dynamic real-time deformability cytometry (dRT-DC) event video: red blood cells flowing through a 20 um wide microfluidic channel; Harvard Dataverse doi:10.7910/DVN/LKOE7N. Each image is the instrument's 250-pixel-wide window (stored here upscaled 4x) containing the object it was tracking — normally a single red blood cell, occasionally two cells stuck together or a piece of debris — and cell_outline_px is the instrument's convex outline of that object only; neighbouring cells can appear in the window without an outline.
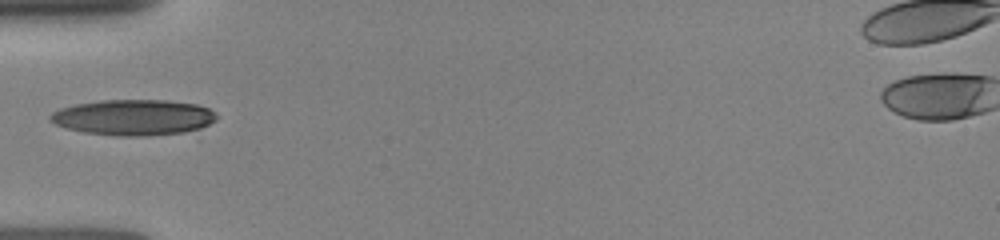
{"species": "human", "species_latin": "Homo sapiens", "temperature_condition": "room temperature", "stored_images_in_passage": 5, "camera_frame_rate_fps": 3000, "um_per_image_px": 0.085, "donor": {"sex": "female"}, "frame": {"image": 1, "passage_image": 1, "time_ms": 0.0, "image_size_px": [1000, 240], "cell_outline_px": [[216, 120], [200, 128], [184, 132], [148, 136], [116, 136], [84, 132], [68, 128], [56, 124], [48, 120], [48, 116], [52, 112], [60, 108], [76, 104], [100, 100], [164, 100], [196, 104], [208, 108], [216, 116]], "centroid_in_image_um": [11.31, 9.98], "position_along_channel_um": 73.7, "area_um2": 34.56}}
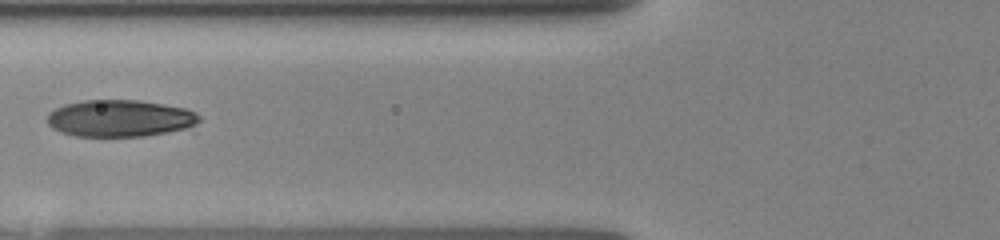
{"frame": {"image": 2, "passage_image": 2, "time_ms": 1.0, "image_size_px": [1000, 240], "cell_outline_px": [[200, 120], [196, 132], [144, 136], [76, 136], [60, 132], [52, 128], [48, 124], [48, 112], [64, 104], [84, 100], [140, 100], [164, 104], [184, 108], [196, 112], [200, 116]], "centroid_in_image_um": [10.37, 10.09], "position_along_channel_um": 115.4, "area_um2": 33.93}}
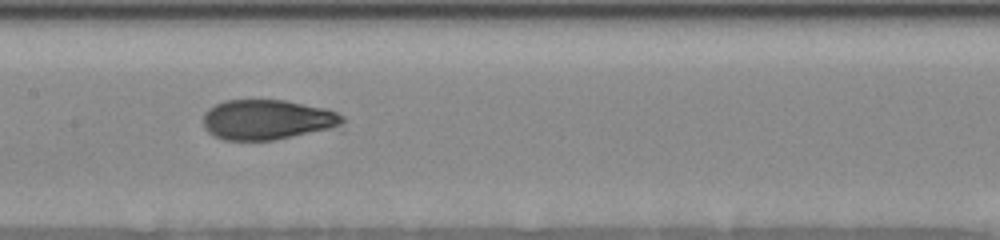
{"frame": {"image": 3, "passage_image": 4, "time_ms": 2.667, "image_size_px": [1000, 240], "cell_outline_px": [[344, 120], [340, 132], [272, 140], [224, 140], [208, 132], [204, 128], [204, 112], [208, 108], [224, 100], [284, 100], [324, 108], [336, 112], [344, 116]], "centroid_in_image_um": [22.88, 10.21], "position_along_channel_um": 184.5, "area_um2": 33.76}}